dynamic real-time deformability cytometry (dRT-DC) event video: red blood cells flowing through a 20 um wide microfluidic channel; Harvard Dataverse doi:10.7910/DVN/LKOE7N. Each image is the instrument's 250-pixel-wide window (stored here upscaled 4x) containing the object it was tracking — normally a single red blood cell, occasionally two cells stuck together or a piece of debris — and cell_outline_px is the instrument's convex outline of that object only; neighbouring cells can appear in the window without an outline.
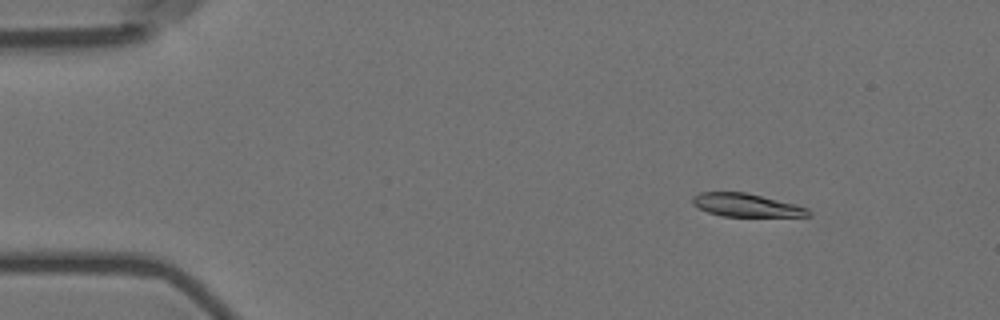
{"species": "Egyptian fruit bat (a non-hibernating species)", "species_latin": "Rousettus aegyptiacus", "temperature_condition": "room temperature", "stored_images_in_passage": 6, "camera_frame_rate_fps": 3000, "um_per_image_px": 0.085, "animal": {"sex": "female"}, "frame": {"image": 1, "passage_image": 3, "time_ms": 0.667, "image_size_px": [1000, 320], "cell_outline_px": [[812, 216], [720, 216], [696, 208], [692, 204], [692, 196], [700, 192], [748, 192], [796, 204], [808, 208], [812, 212]], "centroid_in_image_um": [63.42, 17.43], "position_along_channel_um": 21.6, "area_um2": 15.9}}
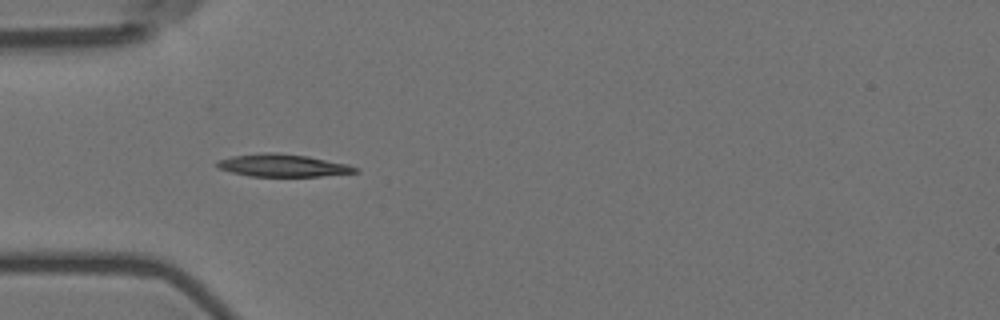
{"frame": {"image": 2, "passage_image": 5, "time_ms": 1.333, "image_size_px": [1000, 320], "cell_outline_px": [[360, 172], [320, 176], [248, 176], [216, 168], [216, 160], [232, 156], [264, 152], [276, 152], [308, 156], [348, 164], [360, 168]], "centroid_in_image_um": [24.03, 14.06], "position_along_channel_um": 61.0, "area_um2": 18.32}}
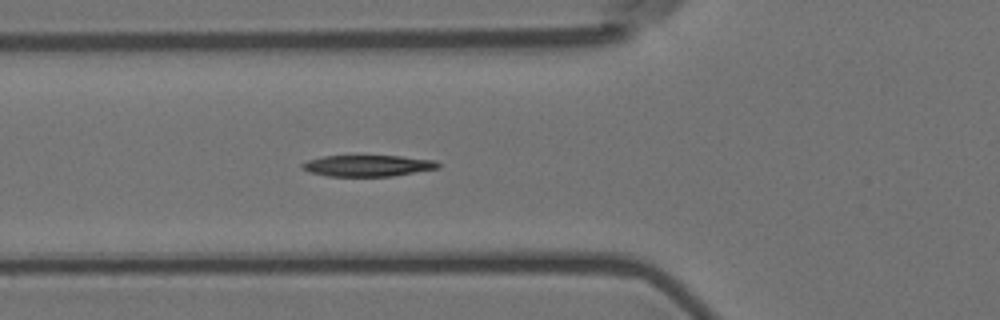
{"frame": {"image": 3, "passage_image": 6, "time_ms": 1.667, "image_size_px": [1000, 320], "cell_outline_px": [[440, 168], [392, 176], [328, 176], [308, 172], [300, 168], [300, 164], [308, 160], [324, 156], [400, 156], [436, 160], [440, 164]], "centroid_in_image_um": [31.25, 14.09], "position_along_channel_um": 94.5, "area_um2": 16.94}}